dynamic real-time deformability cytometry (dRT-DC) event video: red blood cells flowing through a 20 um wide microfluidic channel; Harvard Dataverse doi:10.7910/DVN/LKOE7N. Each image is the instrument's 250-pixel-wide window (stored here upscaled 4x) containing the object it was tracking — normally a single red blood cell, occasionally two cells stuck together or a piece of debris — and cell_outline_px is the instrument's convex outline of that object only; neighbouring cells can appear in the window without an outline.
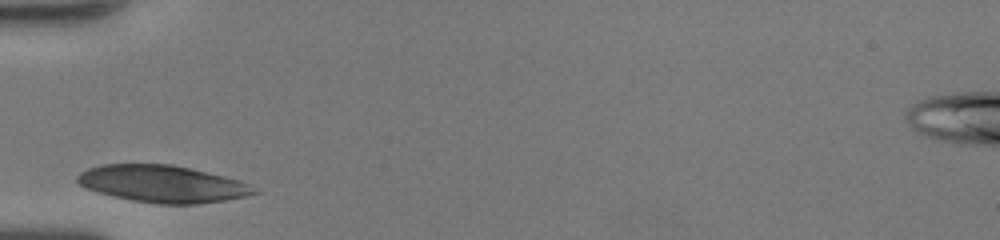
{"species": "human", "species_latin": "Homo sapiens", "temperature_condition": "room temperature", "stored_images_in_passage": 29, "camera_frame_rate_fps": 3000, "um_per_image_px": 0.085, "donor": {"sex": "female"}, "frame": {"image": 1, "passage_image": 1, "time_ms": 0.0, "image_size_px": [1000, 240], "cell_outline_px": [[260, 192], [244, 196], [224, 200], [196, 204], [156, 204], [132, 200], [84, 188], [76, 180], [76, 176], [80, 172], [88, 168], [100, 164], [172, 164], [192, 168], [240, 180], [252, 184]], "centroid_in_image_um": [13.83, 15.62], "position_along_channel_um": 71.2, "area_um2": 38.26}, "authors_computed_cell_mechanics": {"area_um2": 35.2002, "velocity_mm_per_s": 3.1312, "shape_relaxation_time_tau1_ms": 1.0421, "shape_relaxation_time_tau2_ms": null, "deformation_change_tau1": 0.1773, "deformation_change_tau2": null}}